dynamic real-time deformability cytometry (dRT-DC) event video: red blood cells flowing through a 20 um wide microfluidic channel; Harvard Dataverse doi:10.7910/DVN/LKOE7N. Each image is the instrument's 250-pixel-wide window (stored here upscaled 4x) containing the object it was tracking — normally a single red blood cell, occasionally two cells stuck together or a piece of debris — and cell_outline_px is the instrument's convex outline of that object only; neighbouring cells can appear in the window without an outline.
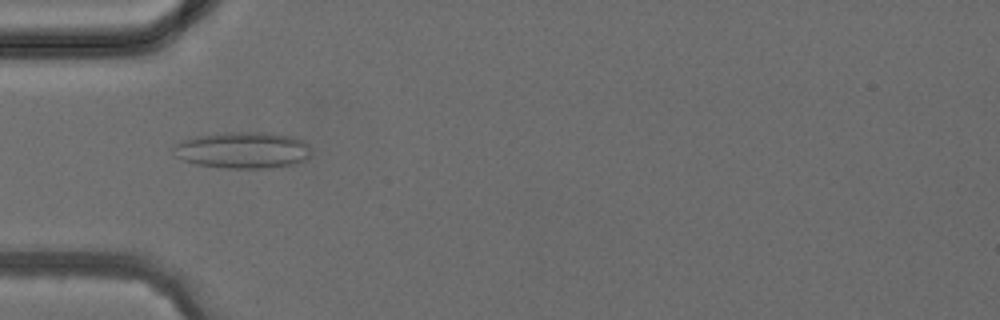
{"species": "common noctule bat (a hibernating species)", "species_latin": "Nyctalus noctula", "temperature_condition": "cold", "stored_images_in_passage": 4, "camera_frame_rate_fps": 3000, "um_per_image_px": 0.085, "animal": {"sex": "female", "body_mass_g": 24.6, "forearm_length_mm": 56.2}, "frame": {"image": 1, "passage_image": 4, "time_ms": 4.0, "image_size_px": [1000, 320], "cell_outline_px": [[312, 152], [308, 160], [292, 164], [268, 168], [224, 168], [196, 164], [184, 160], [176, 156], [172, 152], [172, 144], [192, 136], [220, 132], [268, 132], [292, 136], [304, 140], [308, 144]], "centroid_in_image_um": [20.63, 12.74], "position_along_channel_um": 64.4, "area_um2": 29.94}}